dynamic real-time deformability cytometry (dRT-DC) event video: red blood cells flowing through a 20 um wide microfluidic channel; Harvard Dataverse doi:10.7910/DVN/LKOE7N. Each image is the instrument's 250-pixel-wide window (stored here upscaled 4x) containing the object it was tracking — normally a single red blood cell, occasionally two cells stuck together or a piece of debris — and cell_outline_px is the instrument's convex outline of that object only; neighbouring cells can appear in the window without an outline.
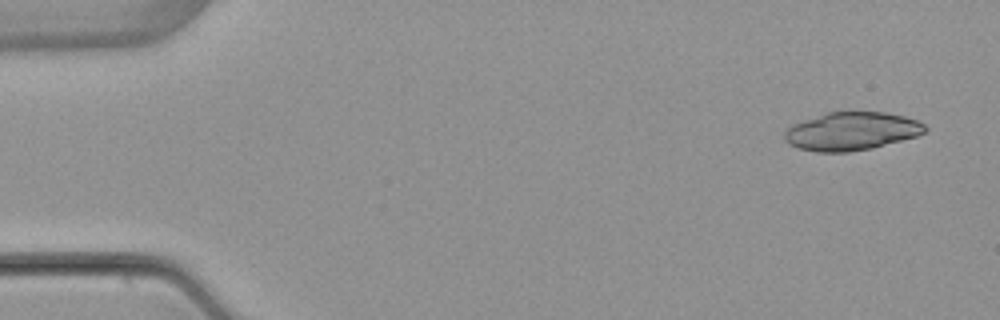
{"species": "common noctule bat (a hibernating species)", "species_latin": "Nyctalus noctula", "temperature_condition": "warm", "stored_images_in_passage": 4, "camera_frame_rate_fps": 3000, "um_per_image_px": 0.085, "animal": {"sex": "female", "body_mass_g": 22.7, "forearm_length_mm": 54.2}, "frame": {"image": 1, "passage_image": 1, "time_ms": 0.0, "image_size_px": [1000, 320], "cell_outline_px": [[928, 128], [924, 132], [916, 136], [872, 148], [848, 152], [816, 152], [796, 148], [788, 144], [784, 140], [784, 132], [788, 128], [804, 120], [828, 112], [884, 112], [904, 116], [916, 120], [924, 124]], "centroid_in_image_um": [72.36, 11.17], "position_along_channel_um": 12.6, "area_um2": 31.1}}